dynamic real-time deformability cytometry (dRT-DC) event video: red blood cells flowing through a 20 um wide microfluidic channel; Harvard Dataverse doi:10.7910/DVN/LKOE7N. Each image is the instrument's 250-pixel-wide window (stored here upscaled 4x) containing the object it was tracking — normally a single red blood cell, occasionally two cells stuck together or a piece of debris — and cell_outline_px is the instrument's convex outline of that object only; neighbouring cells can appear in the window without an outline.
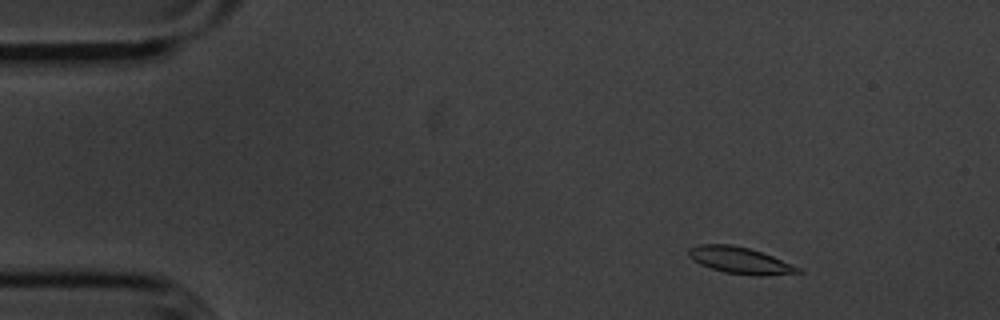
{"species": "common noctule bat (a hibernating species)", "species_latin": "Nyctalus noctula", "temperature_condition": "cold", "stored_images_in_passage": 53, "camera_frame_rate_fps": 3000, "um_per_image_px": 0.085, "animal": {"sex": "male", "body_mass_g": 20.1, "forearm_length_mm": 53.5}, "frame": {"image": 1, "passage_image": 5, "time_ms": 1.333, "image_size_px": [1000, 320], "cell_outline_px": [[804, 272], [764, 276], [756, 276], [724, 272], [700, 264], [692, 260], [688, 256], [688, 248], [696, 244], [732, 244], [748, 248], [772, 256], [800, 268]], "centroid_in_image_um": [62.86, 22.13], "position_along_channel_um": 22.1, "area_um2": 16.94}}
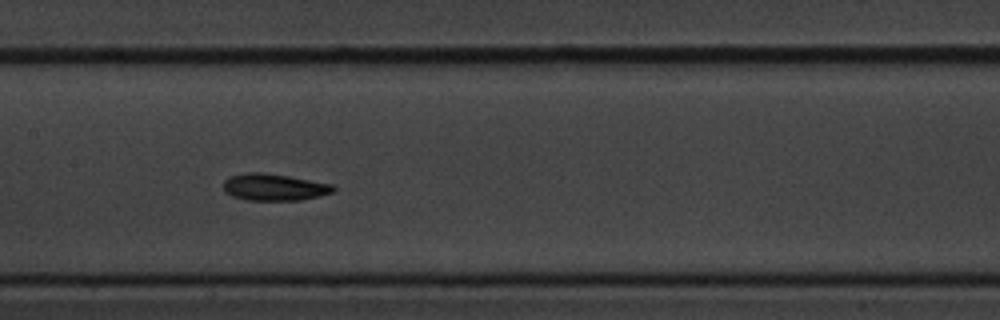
{"frame": {"image": 2, "passage_image": 25, "time_ms": 8.0, "image_size_px": [1000, 320], "cell_outline_px": [[336, 188], [332, 192], [320, 196], [300, 200], [248, 200], [232, 196], [224, 192], [224, 180], [228, 176], [248, 172], [264, 172], [288, 176], [332, 184]], "centroid_in_image_um": [23.27, 15.9], "position_along_channel_um": 184.1, "area_um2": 17.22}}
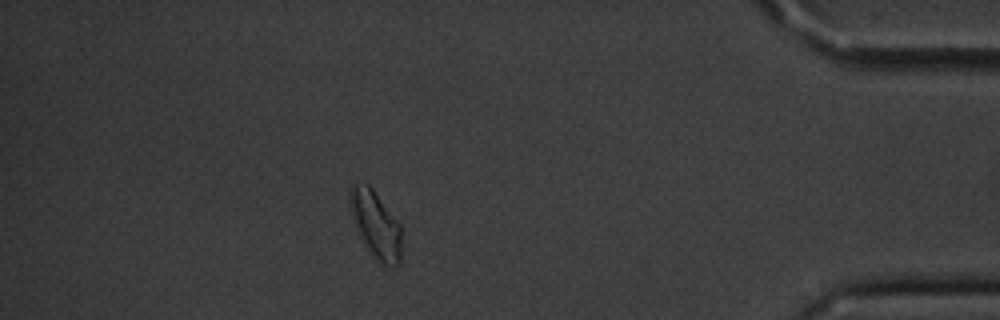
{"frame": {"image": 3, "passage_image": 47, "time_ms": 15.333, "image_size_px": [1000, 320], "cell_outline_px": [[400, 264], [392, 268], [380, 264], [376, 260], [364, 244], [356, 228], [352, 216], [348, 200], [348, 188], [352, 184], [368, 184], [372, 188], [400, 224]], "centroid_in_image_um": [31.91, 19.1], "position_along_channel_um": 403.3, "area_um2": 20.23}, "authors_computed_cell_mechanics": {"area_um2": 16.9354, "velocity_mm_per_s": 3.5797, "shape_relaxation_time_tau1_ms": 2.1039, "shape_relaxation_time_tau2_ms": 6.9709, "deformation_change_tau1": 0.0972, "deformation_change_tau2": 0.1237}}